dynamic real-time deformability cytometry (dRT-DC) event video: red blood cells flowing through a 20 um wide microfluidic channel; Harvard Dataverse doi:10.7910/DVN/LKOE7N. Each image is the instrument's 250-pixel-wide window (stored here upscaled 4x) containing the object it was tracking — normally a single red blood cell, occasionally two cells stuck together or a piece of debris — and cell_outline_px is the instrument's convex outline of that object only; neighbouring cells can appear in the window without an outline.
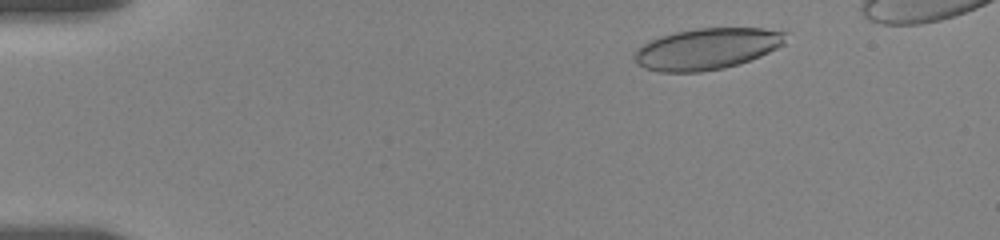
{"species": "human", "species_latin": "Homo sapiens", "temperature_condition": "room temperature", "stored_images_in_passage": 45, "camera_frame_rate_fps": 3000, "um_per_image_px": 0.085, "donor": {"sex": "female"}, "frame": {"image": 1, "passage_image": 7, "time_ms": 1.667, "image_size_px": [1000, 240], "cell_outline_px": [[788, 32], [784, 44], [760, 56], [724, 68], [700, 72], [660, 72], [644, 68], [636, 64], [636, 52], [644, 44], [660, 36], [676, 32], [696, 28], [764, 28]], "centroid_in_image_um": [60.12, 4.14], "position_along_channel_um": 24.9, "area_um2": 36.13}}
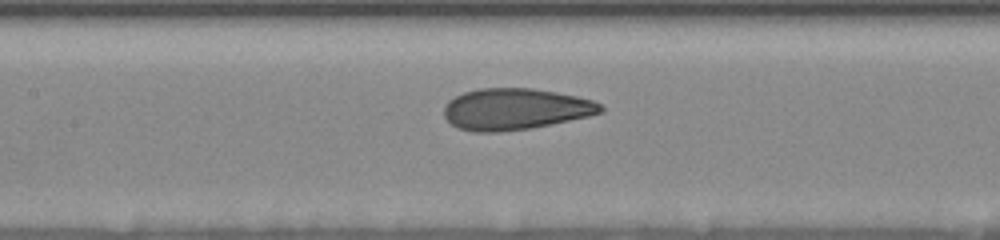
{"frame": {"image": 2, "passage_image": 33, "time_ms": 8.0, "image_size_px": [1000, 240], "cell_outline_px": [[604, 112], [588, 116], [532, 128], [500, 132], [472, 132], [460, 128], [452, 124], [444, 116], [444, 108], [448, 100], [464, 92], [480, 88], [532, 88], [556, 92], [576, 96], [592, 100], [600, 104], [604, 108]], "centroid_in_image_um": [43.79, 9.27], "position_along_channel_um": 163.6, "area_um2": 37.74}}
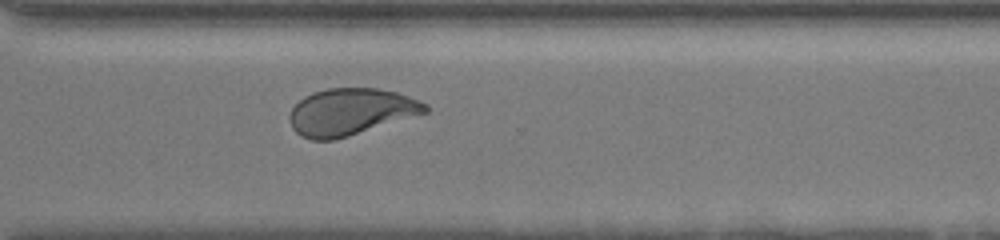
{"frame": {"image": 3, "passage_image": 45, "time_ms": 13.0, "image_size_px": [1000, 240], "cell_outline_px": [[428, 112], [336, 140], [312, 140], [300, 136], [292, 128], [288, 116], [292, 108], [304, 96], [312, 92], [328, 88], [380, 88], [396, 92], [408, 96], [428, 104]], "centroid_in_image_um": [29.79, 9.51], "position_along_channel_um": 340.8, "area_um2": 37.17}}